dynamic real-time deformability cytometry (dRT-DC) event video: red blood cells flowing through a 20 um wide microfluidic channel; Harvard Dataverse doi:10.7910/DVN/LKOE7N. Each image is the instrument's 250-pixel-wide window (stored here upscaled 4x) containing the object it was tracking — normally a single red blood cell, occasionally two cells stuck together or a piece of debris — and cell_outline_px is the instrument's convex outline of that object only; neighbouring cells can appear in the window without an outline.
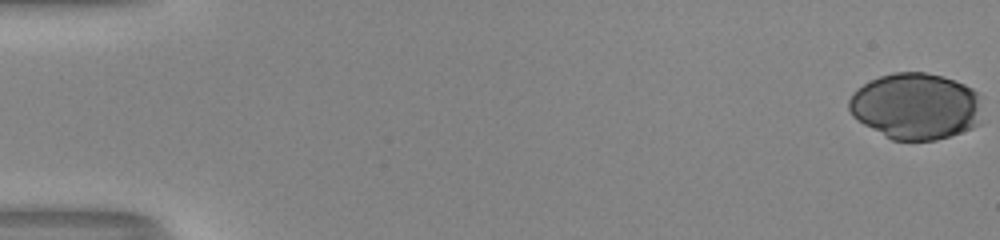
{"species": "human", "species_latin": "Homo sapiens", "temperature_condition": "room temperature", "stored_images_in_passage": 48, "camera_frame_rate_fps": 3000, "um_per_image_px": 0.085, "donor": {"sex": "male"}, "frame": {"image": 1, "passage_image": 1, "time_ms": 0.0, "image_size_px": [1000, 240], "cell_outline_px": [[984, 96], [980, 124], [972, 128], [936, 140], [892, 140], [884, 136], [864, 124], [852, 116], [848, 108], [848, 100], [852, 92], [856, 88], [880, 76], [892, 72], [924, 72], [944, 76], [964, 84], [972, 88]], "centroid_in_image_um": [77.89, 9.02], "position_along_channel_um": 7.1, "area_um2": 52.37}}
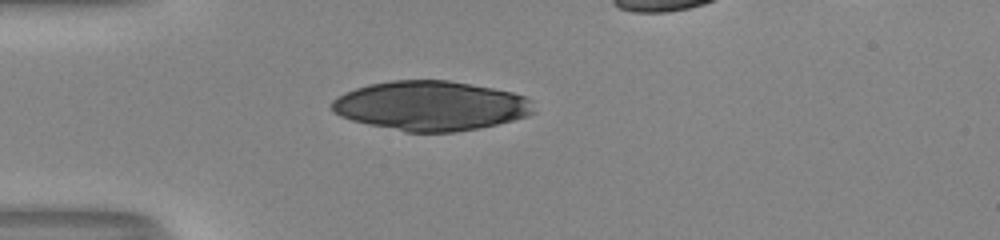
{"frame": {"image": 2, "passage_image": 17, "time_ms": 5.333, "image_size_px": [1000, 240], "cell_outline_px": [[536, 112], [528, 116], [496, 124], [456, 132], [404, 132], [368, 124], [352, 120], [340, 116], [332, 108], [332, 100], [336, 96], [344, 92], [368, 84], [392, 80], [448, 80], [492, 88], [512, 92], [524, 96], [532, 100]], "centroid_in_image_um": [36.62, 8.99], "position_along_channel_um": 48.4, "area_um2": 58.32}}